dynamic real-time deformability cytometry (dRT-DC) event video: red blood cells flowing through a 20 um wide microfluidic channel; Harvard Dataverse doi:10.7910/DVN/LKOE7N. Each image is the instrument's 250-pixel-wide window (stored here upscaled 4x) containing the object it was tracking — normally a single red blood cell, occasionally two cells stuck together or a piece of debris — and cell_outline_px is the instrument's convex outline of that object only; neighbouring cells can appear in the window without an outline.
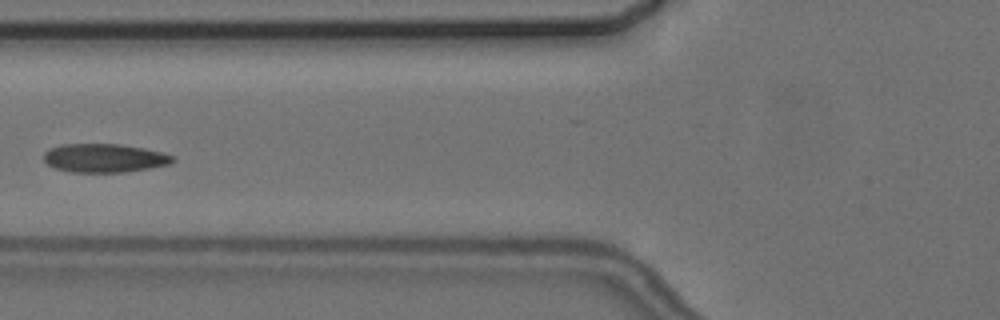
{"species": "common noctule bat (a hibernating species)", "species_latin": "Nyctalus noctula", "temperature_condition": "cold", "stored_images_in_passage": 10, "camera_frame_rate_fps": 3000, "um_per_image_px": 0.085, "animal": {"sex": "female", "body_mass_g": 24.6, "forearm_length_mm": 56.2}, "frame": {"image": 1, "passage_image": 7, "time_ms": 7.333, "image_size_px": [1000, 320], "cell_outline_px": [[176, 160], [168, 164], [148, 168], [124, 172], [72, 172], [56, 168], [48, 164], [44, 160], [44, 152], [60, 144], [120, 144], [144, 148], [176, 156]], "centroid_in_image_um": [8.88, 13.43], "position_along_channel_um": 116.9, "area_um2": 21.39}}